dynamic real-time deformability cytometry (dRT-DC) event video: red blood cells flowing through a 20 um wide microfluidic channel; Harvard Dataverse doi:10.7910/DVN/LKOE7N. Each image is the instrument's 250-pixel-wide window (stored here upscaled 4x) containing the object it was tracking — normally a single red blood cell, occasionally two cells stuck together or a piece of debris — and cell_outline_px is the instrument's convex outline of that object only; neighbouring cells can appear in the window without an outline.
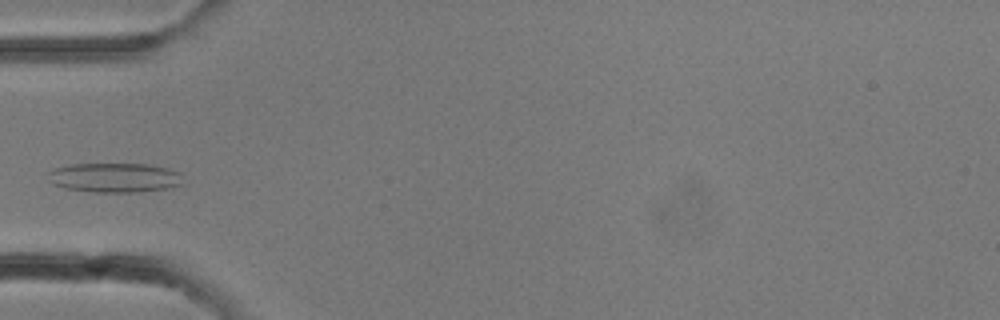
{"species": "common noctule bat (a hibernating species)", "species_latin": "Nyctalus noctula", "temperature_condition": "room temperature", "stored_images_in_passage": 10, "camera_frame_rate_fps": 3000, "um_per_image_px": 0.085, "animal": {"sex": "female"}, "frame": {"image": 1, "passage_image": 9, "time_ms": 2.667, "image_size_px": [1000, 320], "cell_outline_px": [[184, 184], [168, 188], [140, 192], [96, 192], [64, 188], [52, 184], [48, 172], [56, 168], [72, 164], [148, 164], [168, 168], [180, 172]], "centroid_in_image_um": [9.79, 15.1], "position_along_channel_um": 75.2, "area_um2": 23.24}}